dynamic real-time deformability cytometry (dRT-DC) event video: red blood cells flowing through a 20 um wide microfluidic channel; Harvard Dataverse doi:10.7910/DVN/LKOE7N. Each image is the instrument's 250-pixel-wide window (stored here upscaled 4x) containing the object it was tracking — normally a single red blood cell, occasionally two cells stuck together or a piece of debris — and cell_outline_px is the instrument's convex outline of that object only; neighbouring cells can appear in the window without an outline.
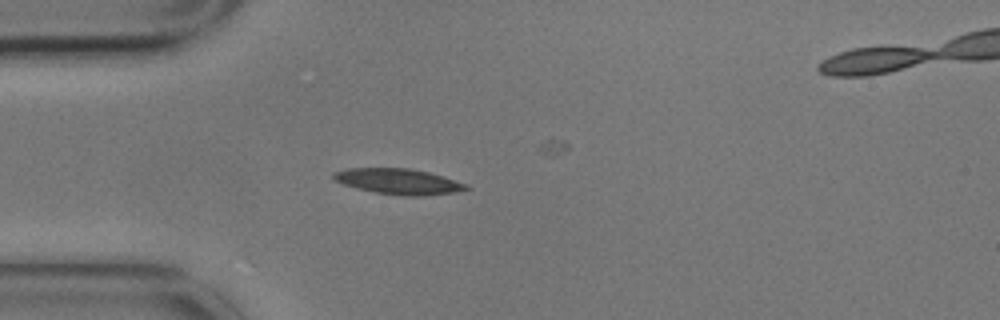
{"species": "common noctule bat (a hibernating species)", "species_latin": "Nyctalus noctula", "temperature_condition": "cold", "stored_images_in_passage": 2, "camera_frame_rate_fps": 3000, "um_per_image_px": 0.085, "animal": {"sex": "male", "body_mass_g": 17.9}, "frame": {"image": 1, "passage_image": 1, "time_ms": 0.0, "image_size_px": [1000, 320], "cell_outline_px": [[472, 188], [456, 192], [424, 196], [404, 196], [376, 192], [356, 188], [332, 180], [332, 172], [348, 168], [408, 168], [428, 172], [444, 176], [468, 184]], "centroid_in_image_um": [33.89, 15.42], "position_along_channel_um": 51.1, "area_um2": 20.0}}